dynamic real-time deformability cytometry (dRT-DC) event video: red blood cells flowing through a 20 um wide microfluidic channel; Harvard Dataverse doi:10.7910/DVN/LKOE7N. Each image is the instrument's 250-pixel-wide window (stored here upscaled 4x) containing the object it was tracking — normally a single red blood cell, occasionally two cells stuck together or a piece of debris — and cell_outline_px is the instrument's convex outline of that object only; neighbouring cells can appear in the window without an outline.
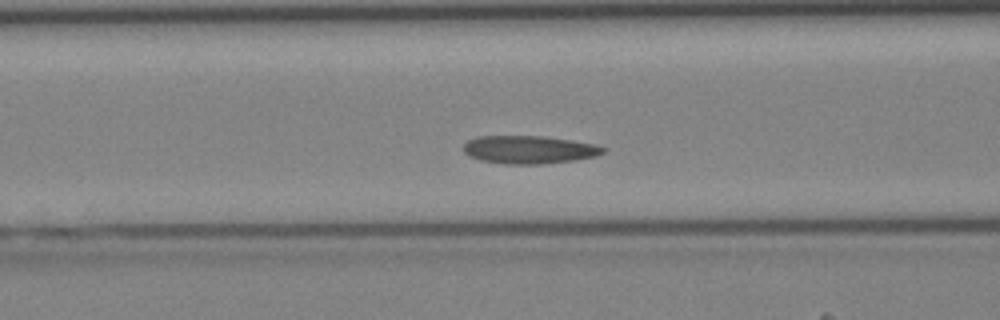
{"species": "Egyptian fruit bat (a non-hibernating species)", "species_latin": "Rousettus aegyptiacus", "temperature_condition": "cold", "stored_images_in_passage": 33, "camera_frame_rate_fps": 3000, "um_per_image_px": 0.085, "animal": {"sex": "female"}, "frame": {"image": 1, "passage_image": 8, "time_ms": 2.333, "image_size_px": [1000, 320], "cell_outline_px": [[604, 152], [596, 156], [576, 160], [540, 164], [504, 164], [480, 160], [468, 156], [464, 152], [464, 144], [468, 140], [476, 136], [544, 136], [596, 144], [604, 148]], "centroid_in_image_um": [44.95, 12.72], "position_along_channel_um": 121.7, "area_um2": 22.83}}
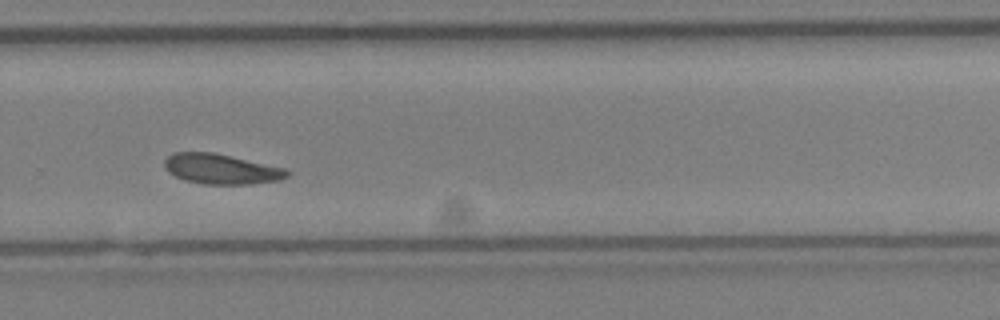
{"frame": {"image": 2, "passage_image": 20, "time_ms": 6.333, "image_size_px": [1000, 320], "cell_outline_px": [[292, 172], [288, 176], [280, 180], [252, 184], [204, 184], [184, 180], [168, 172], [164, 168], [164, 160], [172, 152], [212, 152], [288, 168]], "centroid_in_image_um": [18.83, 14.36], "position_along_channel_um": 311.0, "area_um2": 21.79}}
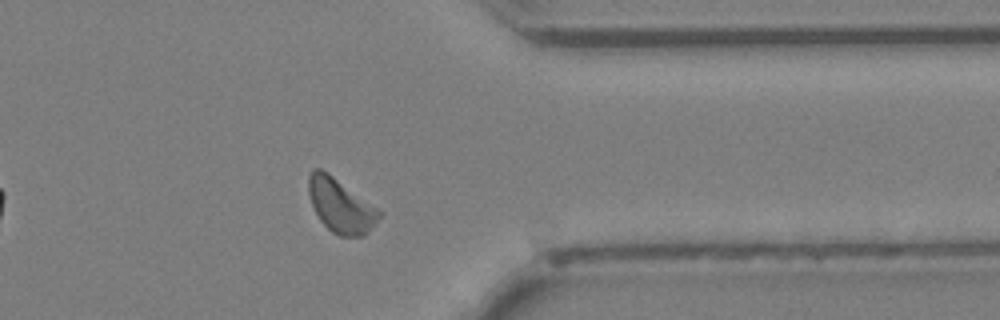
{"frame": {"image": 3, "passage_image": 25, "time_ms": 8.0, "image_size_px": [1000, 320], "cell_outline_px": [[384, 212], [368, 232], [364, 236], [340, 236], [332, 232], [320, 220], [312, 204], [308, 192], [308, 176], [312, 168], [320, 168], [328, 172]], "centroid_in_image_um": [28.96, 17.46], "position_along_channel_um": 382.4, "area_um2": 22.25}}